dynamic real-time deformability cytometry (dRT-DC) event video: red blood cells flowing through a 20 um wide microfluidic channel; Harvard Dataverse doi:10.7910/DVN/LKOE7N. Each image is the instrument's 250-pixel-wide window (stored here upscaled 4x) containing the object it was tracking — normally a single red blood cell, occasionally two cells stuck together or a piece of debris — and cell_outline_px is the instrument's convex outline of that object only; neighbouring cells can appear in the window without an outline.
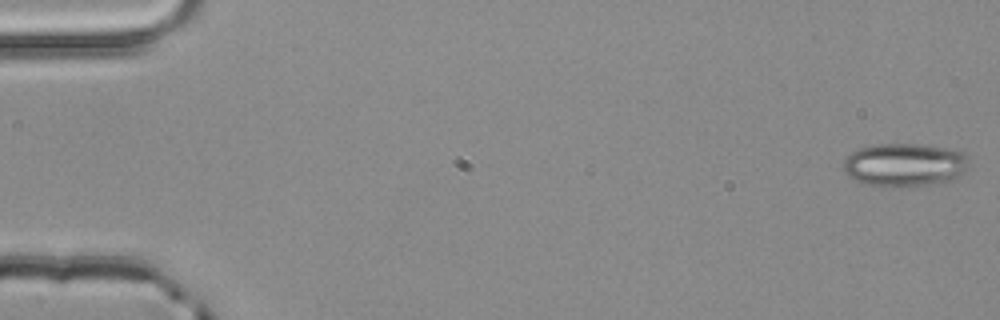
{"species": "common noctule bat (a hibernating species)", "species_latin": "Nyctalus noctula", "temperature_condition": "room temperature", "stored_images_in_passage": 3, "camera_frame_rate_fps": 3000, "um_per_image_px": 0.085, "animal": {"sex": "male", "body_mass_g": 20.4}, "frame": {"image": 1, "passage_image": 1, "time_ms": 0.0, "image_size_px": [1000, 320], "cell_outline_px": [[968, 164], [964, 172], [952, 180], [940, 184], [900, 188], [876, 188], [864, 184], [848, 176], [844, 172], [844, 160], [852, 152], [860, 148], [876, 144], [916, 144], [948, 148], [964, 152], [968, 160]], "centroid_in_image_um": [76.89, 14.06], "position_along_channel_um": 8.1, "area_um2": 32.43}}